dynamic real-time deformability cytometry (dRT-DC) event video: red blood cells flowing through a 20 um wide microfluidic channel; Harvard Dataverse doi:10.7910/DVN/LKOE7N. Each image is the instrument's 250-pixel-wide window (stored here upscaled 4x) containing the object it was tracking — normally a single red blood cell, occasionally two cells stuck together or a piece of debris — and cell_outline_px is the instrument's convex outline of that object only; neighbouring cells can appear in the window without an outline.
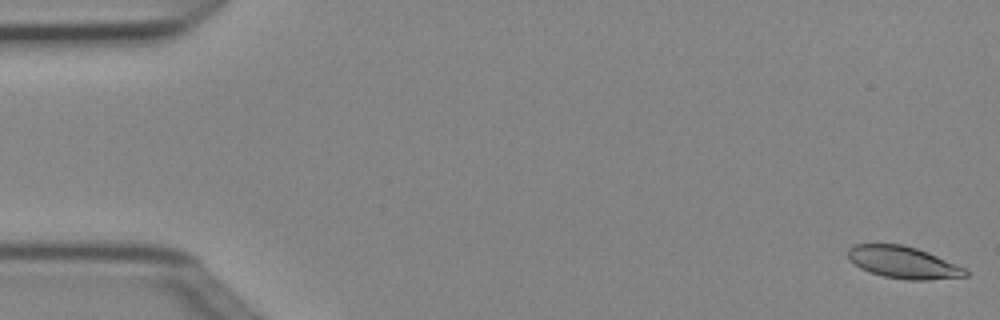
{"species": "Egyptian fruit bat (a non-hibernating species)", "species_latin": "Rousettus aegyptiacus", "temperature_condition": "cold", "stored_images_in_passage": 6, "segment_of_instrument_passage": [1, 2], "camera_frame_rate_fps": 3000, "um_per_image_px": 0.085, "animal": {"sex": "female"}, "frame": {"image": 1, "passage_image": 1, "time_ms": 0.0, "image_size_px": [1000, 320], "cell_outline_px": [[968, 276], [928, 280], [908, 280], [884, 276], [860, 268], [848, 256], [848, 248], [852, 244], [900, 244], [916, 248], [928, 252], [964, 268], [968, 272]], "centroid_in_image_um": [76.78, 22.3], "position_along_channel_um": 8.2, "area_um2": 21.62}}
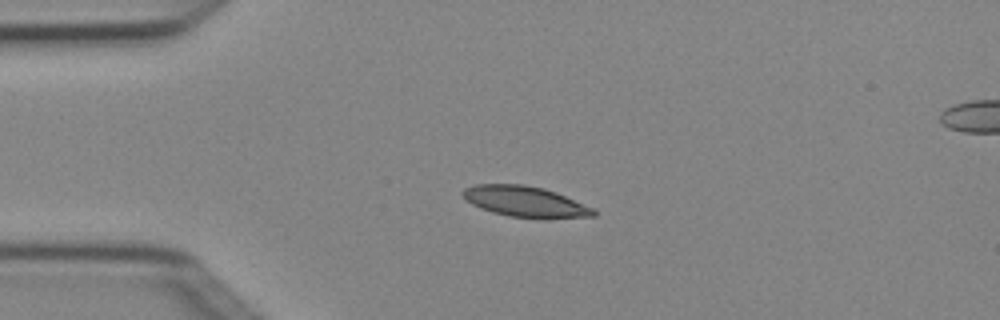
{"frame": {"image": 2, "passage_image": 4, "time_ms": 1.0, "image_size_px": [1000, 320], "cell_outline_px": [[596, 216], [508, 216], [492, 212], [480, 208], [464, 200], [460, 192], [464, 188], [476, 184], [524, 184], [544, 188], [556, 192], [596, 208]], "centroid_in_image_um": [44.57, 17.08], "position_along_channel_um": 40.4, "area_um2": 22.95}}